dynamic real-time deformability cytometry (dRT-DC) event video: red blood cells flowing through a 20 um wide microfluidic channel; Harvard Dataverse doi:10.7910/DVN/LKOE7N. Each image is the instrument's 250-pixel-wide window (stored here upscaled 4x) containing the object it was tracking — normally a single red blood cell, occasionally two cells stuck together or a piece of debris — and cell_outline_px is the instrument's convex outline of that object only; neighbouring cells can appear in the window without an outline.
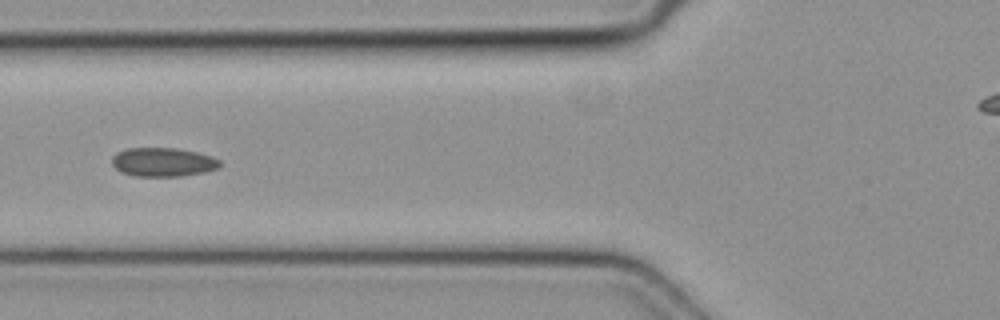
{"species": "common noctule bat (a hibernating species)", "species_latin": "Nyctalus noctula", "temperature_condition": "cold", "stored_images_in_passage": 5, "camera_frame_rate_fps": 3000, "um_per_image_px": 0.085, "animal": {"sex": "female", "body_mass_g": 19.3, "forearm_length_mm": 54.1}, "frame": {"image": 1, "passage_image": 5, "time_ms": 1.333, "image_size_px": [1000, 320], "cell_outline_px": [[220, 168], [204, 172], [184, 176], [136, 176], [120, 172], [112, 164], [112, 156], [116, 152], [128, 148], [176, 148], [196, 152], [212, 156], [220, 160]], "centroid_in_image_um": [13.86, 13.78], "position_along_channel_um": 111.9, "area_um2": 18.26}}